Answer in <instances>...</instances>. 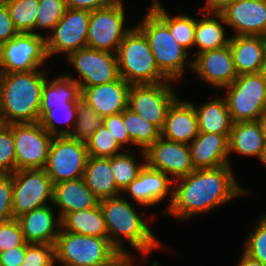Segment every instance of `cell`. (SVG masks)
<instances>
[{
    "label": "cell",
    "instance_id": "1",
    "mask_svg": "<svg viewBox=\"0 0 266 266\" xmlns=\"http://www.w3.org/2000/svg\"><path fill=\"white\" fill-rule=\"evenodd\" d=\"M231 168V165H225L195 169L173 181V200L166 213L185 221L246 195L248 190L235 180Z\"/></svg>",
    "mask_w": 266,
    "mask_h": 266
},
{
    "label": "cell",
    "instance_id": "2",
    "mask_svg": "<svg viewBox=\"0 0 266 266\" xmlns=\"http://www.w3.org/2000/svg\"><path fill=\"white\" fill-rule=\"evenodd\" d=\"M46 71L1 73L0 119L2 124L35 123L40 120L42 88Z\"/></svg>",
    "mask_w": 266,
    "mask_h": 266
},
{
    "label": "cell",
    "instance_id": "3",
    "mask_svg": "<svg viewBox=\"0 0 266 266\" xmlns=\"http://www.w3.org/2000/svg\"><path fill=\"white\" fill-rule=\"evenodd\" d=\"M99 205L105 219L109 241L121 254H128L121 244V237L130 243L132 249L139 250L145 259V255L152 249L161 246L146 220L137 214L131 203L122 195L102 199Z\"/></svg>",
    "mask_w": 266,
    "mask_h": 266
},
{
    "label": "cell",
    "instance_id": "4",
    "mask_svg": "<svg viewBox=\"0 0 266 266\" xmlns=\"http://www.w3.org/2000/svg\"><path fill=\"white\" fill-rule=\"evenodd\" d=\"M119 76L130 85L157 84L169 81L158 69L144 33L131 27L118 46Z\"/></svg>",
    "mask_w": 266,
    "mask_h": 266
},
{
    "label": "cell",
    "instance_id": "5",
    "mask_svg": "<svg viewBox=\"0 0 266 266\" xmlns=\"http://www.w3.org/2000/svg\"><path fill=\"white\" fill-rule=\"evenodd\" d=\"M55 262L63 266H108L121 253L108 237H96L59 231L54 244Z\"/></svg>",
    "mask_w": 266,
    "mask_h": 266
},
{
    "label": "cell",
    "instance_id": "6",
    "mask_svg": "<svg viewBox=\"0 0 266 266\" xmlns=\"http://www.w3.org/2000/svg\"><path fill=\"white\" fill-rule=\"evenodd\" d=\"M137 27L144 33L159 71L171 82L183 76L188 51L171 35L169 28L149 9Z\"/></svg>",
    "mask_w": 266,
    "mask_h": 266
},
{
    "label": "cell",
    "instance_id": "7",
    "mask_svg": "<svg viewBox=\"0 0 266 266\" xmlns=\"http://www.w3.org/2000/svg\"><path fill=\"white\" fill-rule=\"evenodd\" d=\"M224 89L228 111L233 123L261 120L266 113V81L261 74L238 75Z\"/></svg>",
    "mask_w": 266,
    "mask_h": 266
},
{
    "label": "cell",
    "instance_id": "8",
    "mask_svg": "<svg viewBox=\"0 0 266 266\" xmlns=\"http://www.w3.org/2000/svg\"><path fill=\"white\" fill-rule=\"evenodd\" d=\"M87 144L69 136H53L45 170L53 184L82 178L88 159Z\"/></svg>",
    "mask_w": 266,
    "mask_h": 266
},
{
    "label": "cell",
    "instance_id": "9",
    "mask_svg": "<svg viewBox=\"0 0 266 266\" xmlns=\"http://www.w3.org/2000/svg\"><path fill=\"white\" fill-rule=\"evenodd\" d=\"M48 59L42 34L19 32L0 45V72H29L39 69Z\"/></svg>",
    "mask_w": 266,
    "mask_h": 266
},
{
    "label": "cell",
    "instance_id": "10",
    "mask_svg": "<svg viewBox=\"0 0 266 266\" xmlns=\"http://www.w3.org/2000/svg\"><path fill=\"white\" fill-rule=\"evenodd\" d=\"M14 218L53 201V183L45 169H23L12 173Z\"/></svg>",
    "mask_w": 266,
    "mask_h": 266
},
{
    "label": "cell",
    "instance_id": "11",
    "mask_svg": "<svg viewBox=\"0 0 266 266\" xmlns=\"http://www.w3.org/2000/svg\"><path fill=\"white\" fill-rule=\"evenodd\" d=\"M125 6L122 0L91 12L87 47L116 54L118 46L131 27H124Z\"/></svg>",
    "mask_w": 266,
    "mask_h": 266
},
{
    "label": "cell",
    "instance_id": "12",
    "mask_svg": "<svg viewBox=\"0 0 266 266\" xmlns=\"http://www.w3.org/2000/svg\"><path fill=\"white\" fill-rule=\"evenodd\" d=\"M169 82L131 85L128 93V108L160 131L169 107L178 98Z\"/></svg>",
    "mask_w": 266,
    "mask_h": 266
},
{
    "label": "cell",
    "instance_id": "13",
    "mask_svg": "<svg viewBox=\"0 0 266 266\" xmlns=\"http://www.w3.org/2000/svg\"><path fill=\"white\" fill-rule=\"evenodd\" d=\"M16 171L44 169L53 136L39 122L12 124Z\"/></svg>",
    "mask_w": 266,
    "mask_h": 266
},
{
    "label": "cell",
    "instance_id": "14",
    "mask_svg": "<svg viewBox=\"0 0 266 266\" xmlns=\"http://www.w3.org/2000/svg\"><path fill=\"white\" fill-rule=\"evenodd\" d=\"M67 57L80 76V79H72L80 85L81 90L107 84L120 77L116 54L110 51L84 47L71 52Z\"/></svg>",
    "mask_w": 266,
    "mask_h": 266
},
{
    "label": "cell",
    "instance_id": "15",
    "mask_svg": "<svg viewBox=\"0 0 266 266\" xmlns=\"http://www.w3.org/2000/svg\"><path fill=\"white\" fill-rule=\"evenodd\" d=\"M91 12L87 9L67 8L62 19L56 24L53 33L45 36L47 57L87 47L88 27Z\"/></svg>",
    "mask_w": 266,
    "mask_h": 266
},
{
    "label": "cell",
    "instance_id": "16",
    "mask_svg": "<svg viewBox=\"0 0 266 266\" xmlns=\"http://www.w3.org/2000/svg\"><path fill=\"white\" fill-rule=\"evenodd\" d=\"M146 164L175 181L195 170L189 146L168 141L161 136L145 151Z\"/></svg>",
    "mask_w": 266,
    "mask_h": 266
},
{
    "label": "cell",
    "instance_id": "17",
    "mask_svg": "<svg viewBox=\"0 0 266 266\" xmlns=\"http://www.w3.org/2000/svg\"><path fill=\"white\" fill-rule=\"evenodd\" d=\"M188 61V67L199 75L205 83L215 88H225L236 78L232 52L229 45L215 50L201 52Z\"/></svg>",
    "mask_w": 266,
    "mask_h": 266
},
{
    "label": "cell",
    "instance_id": "18",
    "mask_svg": "<svg viewBox=\"0 0 266 266\" xmlns=\"http://www.w3.org/2000/svg\"><path fill=\"white\" fill-rule=\"evenodd\" d=\"M221 14L233 36L266 37V0H234Z\"/></svg>",
    "mask_w": 266,
    "mask_h": 266
},
{
    "label": "cell",
    "instance_id": "19",
    "mask_svg": "<svg viewBox=\"0 0 266 266\" xmlns=\"http://www.w3.org/2000/svg\"><path fill=\"white\" fill-rule=\"evenodd\" d=\"M172 183L173 180L168 175L152 169L146 164L138 177L122 193H128L134 202L142 206L161 203L170 194L169 206L164 211L166 213L173 200V189H170Z\"/></svg>",
    "mask_w": 266,
    "mask_h": 266
},
{
    "label": "cell",
    "instance_id": "20",
    "mask_svg": "<svg viewBox=\"0 0 266 266\" xmlns=\"http://www.w3.org/2000/svg\"><path fill=\"white\" fill-rule=\"evenodd\" d=\"M130 86L119 77L107 84L83 88L81 99L102 117L119 114L128 107Z\"/></svg>",
    "mask_w": 266,
    "mask_h": 266
},
{
    "label": "cell",
    "instance_id": "21",
    "mask_svg": "<svg viewBox=\"0 0 266 266\" xmlns=\"http://www.w3.org/2000/svg\"><path fill=\"white\" fill-rule=\"evenodd\" d=\"M198 133L197 115L193 103L183 102L178 97L168 109L161 137L189 145Z\"/></svg>",
    "mask_w": 266,
    "mask_h": 266
},
{
    "label": "cell",
    "instance_id": "22",
    "mask_svg": "<svg viewBox=\"0 0 266 266\" xmlns=\"http://www.w3.org/2000/svg\"><path fill=\"white\" fill-rule=\"evenodd\" d=\"M50 206L46 205L34 209L16 218L20 224L26 243L55 244L61 228V219H57L54 216V209Z\"/></svg>",
    "mask_w": 266,
    "mask_h": 266
},
{
    "label": "cell",
    "instance_id": "23",
    "mask_svg": "<svg viewBox=\"0 0 266 266\" xmlns=\"http://www.w3.org/2000/svg\"><path fill=\"white\" fill-rule=\"evenodd\" d=\"M188 146L195 169L231 165L228 139L222 134L199 132Z\"/></svg>",
    "mask_w": 266,
    "mask_h": 266
},
{
    "label": "cell",
    "instance_id": "24",
    "mask_svg": "<svg viewBox=\"0 0 266 266\" xmlns=\"http://www.w3.org/2000/svg\"><path fill=\"white\" fill-rule=\"evenodd\" d=\"M52 203L61 209L58 210V218L62 219L68 213L95 207L99 200L87 187L82 177L53 184Z\"/></svg>",
    "mask_w": 266,
    "mask_h": 266
},
{
    "label": "cell",
    "instance_id": "25",
    "mask_svg": "<svg viewBox=\"0 0 266 266\" xmlns=\"http://www.w3.org/2000/svg\"><path fill=\"white\" fill-rule=\"evenodd\" d=\"M266 148V135L262 120L233 123L228 138V153L262 159Z\"/></svg>",
    "mask_w": 266,
    "mask_h": 266
},
{
    "label": "cell",
    "instance_id": "26",
    "mask_svg": "<svg viewBox=\"0 0 266 266\" xmlns=\"http://www.w3.org/2000/svg\"><path fill=\"white\" fill-rule=\"evenodd\" d=\"M229 47L237 75L260 72L266 51V37L231 36Z\"/></svg>",
    "mask_w": 266,
    "mask_h": 266
},
{
    "label": "cell",
    "instance_id": "27",
    "mask_svg": "<svg viewBox=\"0 0 266 266\" xmlns=\"http://www.w3.org/2000/svg\"><path fill=\"white\" fill-rule=\"evenodd\" d=\"M83 178L99 201L122 194L113 178L111 158L89 156Z\"/></svg>",
    "mask_w": 266,
    "mask_h": 266
},
{
    "label": "cell",
    "instance_id": "28",
    "mask_svg": "<svg viewBox=\"0 0 266 266\" xmlns=\"http://www.w3.org/2000/svg\"><path fill=\"white\" fill-rule=\"evenodd\" d=\"M224 24L226 25L221 13H202L201 18L196 20L194 46L199 49L195 54L229 45L231 37L226 38Z\"/></svg>",
    "mask_w": 266,
    "mask_h": 266
},
{
    "label": "cell",
    "instance_id": "29",
    "mask_svg": "<svg viewBox=\"0 0 266 266\" xmlns=\"http://www.w3.org/2000/svg\"><path fill=\"white\" fill-rule=\"evenodd\" d=\"M193 105L199 132L222 134L229 138L233 122L225 98H216L198 107Z\"/></svg>",
    "mask_w": 266,
    "mask_h": 266
},
{
    "label": "cell",
    "instance_id": "30",
    "mask_svg": "<svg viewBox=\"0 0 266 266\" xmlns=\"http://www.w3.org/2000/svg\"><path fill=\"white\" fill-rule=\"evenodd\" d=\"M80 85L72 79L70 74L56 76L50 81L46 79L41 95V115L49 106H66L77 104L81 99Z\"/></svg>",
    "mask_w": 266,
    "mask_h": 266
},
{
    "label": "cell",
    "instance_id": "31",
    "mask_svg": "<svg viewBox=\"0 0 266 266\" xmlns=\"http://www.w3.org/2000/svg\"><path fill=\"white\" fill-rule=\"evenodd\" d=\"M61 228L74 234L108 237L105 219L99 203L93 208L66 214L61 219Z\"/></svg>",
    "mask_w": 266,
    "mask_h": 266
},
{
    "label": "cell",
    "instance_id": "32",
    "mask_svg": "<svg viewBox=\"0 0 266 266\" xmlns=\"http://www.w3.org/2000/svg\"><path fill=\"white\" fill-rule=\"evenodd\" d=\"M159 0H153L149 9L169 28L173 38L187 51L194 46L196 18L187 13L170 16Z\"/></svg>",
    "mask_w": 266,
    "mask_h": 266
},
{
    "label": "cell",
    "instance_id": "33",
    "mask_svg": "<svg viewBox=\"0 0 266 266\" xmlns=\"http://www.w3.org/2000/svg\"><path fill=\"white\" fill-rule=\"evenodd\" d=\"M123 122L132 146H139V150L146 151L161 136V131L155 125L128 107L123 111Z\"/></svg>",
    "mask_w": 266,
    "mask_h": 266
},
{
    "label": "cell",
    "instance_id": "34",
    "mask_svg": "<svg viewBox=\"0 0 266 266\" xmlns=\"http://www.w3.org/2000/svg\"><path fill=\"white\" fill-rule=\"evenodd\" d=\"M77 104H66V106H49L41 115L39 123L52 136H69L75 123ZM66 124L59 129L57 123Z\"/></svg>",
    "mask_w": 266,
    "mask_h": 266
},
{
    "label": "cell",
    "instance_id": "35",
    "mask_svg": "<svg viewBox=\"0 0 266 266\" xmlns=\"http://www.w3.org/2000/svg\"><path fill=\"white\" fill-rule=\"evenodd\" d=\"M127 151L122 152L118 155L111 157V170L113 174L114 181L117 185V188L123 192L127 186L135 180L140 171L146 165V153L143 150H140L141 157L144 159V163L137 164L134 155L129 153V148ZM127 152V153H126Z\"/></svg>",
    "mask_w": 266,
    "mask_h": 266
},
{
    "label": "cell",
    "instance_id": "36",
    "mask_svg": "<svg viewBox=\"0 0 266 266\" xmlns=\"http://www.w3.org/2000/svg\"><path fill=\"white\" fill-rule=\"evenodd\" d=\"M76 117V123L69 137L87 143L94 132L103 124V117L82 99L77 103Z\"/></svg>",
    "mask_w": 266,
    "mask_h": 266
},
{
    "label": "cell",
    "instance_id": "37",
    "mask_svg": "<svg viewBox=\"0 0 266 266\" xmlns=\"http://www.w3.org/2000/svg\"><path fill=\"white\" fill-rule=\"evenodd\" d=\"M4 3L17 31L35 34L39 0H5Z\"/></svg>",
    "mask_w": 266,
    "mask_h": 266
},
{
    "label": "cell",
    "instance_id": "38",
    "mask_svg": "<svg viewBox=\"0 0 266 266\" xmlns=\"http://www.w3.org/2000/svg\"><path fill=\"white\" fill-rule=\"evenodd\" d=\"M86 144L88 155L92 157L111 158L122 153L121 150L125 152L123 147L104 124L94 132Z\"/></svg>",
    "mask_w": 266,
    "mask_h": 266
},
{
    "label": "cell",
    "instance_id": "39",
    "mask_svg": "<svg viewBox=\"0 0 266 266\" xmlns=\"http://www.w3.org/2000/svg\"><path fill=\"white\" fill-rule=\"evenodd\" d=\"M67 9L65 0H39V8L35 21L36 29H54L56 24L62 19Z\"/></svg>",
    "mask_w": 266,
    "mask_h": 266
},
{
    "label": "cell",
    "instance_id": "40",
    "mask_svg": "<svg viewBox=\"0 0 266 266\" xmlns=\"http://www.w3.org/2000/svg\"><path fill=\"white\" fill-rule=\"evenodd\" d=\"M16 171L15 145L12 124L0 126V174H12Z\"/></svg>",
    "mask_w": 266,
    "mask_h": 266
},
{
    "label": "cell",
    "instance_id": "41",
    "mask_svg": "<svg viewBox=\"0 0 266 266\" xmlns=\"http://www.w3.org/2000/svg\"><path fill=\"white\" fill-rule=\"evenodd\" d=\"M249 233L244 253L266 266V215L263 214Z\"/></svg>",
    "mask_w": 266,
    "mask_h": 266
},
{
    "label": "cell",
    "instance_id": "42",
    "mask_svg": "<svg viewBox=\"0 0 266 266\" xmlns=\"http://www.w3.org/2000/svg\"><path fill=\"white\" fill-rule=\"evenodd\" d=\"M54 245L29 244L20 266H55Z\"/></svg>",
    "mask_w": 266,
    "mask_h": 266
},
{
    "label": "cell",
    "instance_id": "43",
    "mask_svg": "<svg viewBox=\"0 0 266 266\" xmlns=\"http://www.w3.org/2000/svg\"><path fill=\"white\" fill-rule=\"evenodd\" d=\"M25 243L26 240L16 218L0 222V252L23 246Z\"/></svg>",
    "mask_w": 266,
    "mask_h": 266
},
{
    "label": "cell",
    "instance_id": "44",
    "mask_svg": "<svg viewBox=\"0 0 266 266\" xmlns=\"http://www.w3.org/2000/svg\"><path fill=\"white\" fill-rule=\"evenodd\" d=\"M12 174H0V222L14 218Z\"/></svg>",
    "mask_w": 266,
    "mask_h": 266
},
{
    "label": "cell",
    "instance_id": "45",
    "mask_svg": "<svg viewBox=\"0 0 266 266\" xmlns=\"http://www.w3.org/2000/svg\"><path fill=\"white\" fill-rule=\"evenodd\" d=\"M103 124L108 128L122 147L131 144V139L129 138L123 122V112L103 117Z\"/></svg>",
    "mask_w": 266,
    "mask_h": 266
},
{
    "label": "cell",
    "instance_id": "46",
    "mask_svg": "<svg viewBox=\"0 0 266 266\" xmlns=\"http://www.w3.org/2000/svg\"><path fill=\"white\" fill-rule=\"evenodd\" d=\"M18 33L9 15L6 4H2L0 6V45L8 42Z\"/></svg>",
    "mask_w": 266,
    "mask_h": 266
},
{
    "label": "cell",
    "instance_id": "47",
    "mask_svg": "<svg viewBox=\"0 0 266 266\" xmlns=\"http://www.w3.org/2000/svg\"><path fill=\"white\" fill-rule=\"evenodd\" d=\"M28 245V243H25L23 246L0 252V266H20Z\"/></svg>",
    "mask_w": 266,
    "mask_h": 266
},
{
    "label": "cell",
    "instance_id": "48",
    "mask_svg": "<svg viewBox=\"0 0 266 266\" xmlns=\"http://www.w3.org/2000/svg\"><path fill=\"white\" fill-rule=\"evenodd\" d=\"M119 0H65L67 8L71 9H87L90 12L110 6Z\"/></svg>",
    "mask_w": 266,
    "mask_h": 266
},
{
    "label": "cell",
    "instance_id": "49",
    "mask_svg": "<svg viewBox=\"0 0 266 266\" xmlns=\"http://www.w3.org/2000/svg\"><path fill=\"white\" fill-rule=\"evenodd\" d=\"M234 0H206V5L202 8L205 13H222L223 10Z\"/></svg>",
    "mask_w": 266,
    "mask_h": 266
},
{
    "label": "cell",
    "instance_id": "50",
    "mask_svg": "<svg viewBox=\"0 0 266 266\" xmlns=\"http://www.w3.org/2000/svg\"><path fill=\"white\" fill-rule=\"evenodd\" d=\"M133 255L131 254H121L108 266H133ZM132 257V258H131ZM132 262V263H131Z\"/></svg>",
    "mask_w": 266,
    "mask_h": 266
},
{
    "label": "cell",
    "instance_id": "51",
    "mask_svg": "<svg viewBox=\"0 0 266 266\" xmlns=\"http://www.w3.org/2000/svg\"><path fill=\"white\" fill-rule=\"evenodd\" d=\"M237 266H265L260 261L251 258L243 252Z\"/></svg>",
    "mask_w": 266,
    "mask_h": 266
},
{
    "label": "cell",
    "instance_id": "52",
    "mask_svg": "<svg viewBox=\"0 0 266 266\" xmlns=\"http://www.w3.org/2000/svg\"><path fill=\"white\" fill-rule=\"evenodd\" d=\"M259 73L261 74L262 78L266 81V51L264 53L263 62Z\"/></svg>",
    "mask_w": 266,
    "mask_h": 266
},
{
    "label": "cell",
    "instance_id": "53",
    "mask_svg": "<svg viewBox=\"0 0 266 266\" xmlns=\"http://www.w3.org/2000/svg\"><path fill=\"white\" fill-rule=\"evenodd\" d=\"M262 122H263V125H264V129H265V135H266V113L263 115L262 117Z\"/></svg>",
    "mask_w": 266,
    "mask_h": 266
},
{
    "label": "cell",
    "instance_id": "54",
    "mask_svg": "<svg viewBox=\"0 0 266 266\" xmlns=\"http://www.w3.org/2000/svg\"><path fill=\"white\" fill-rule=\"evenodd\" d=\"M261 162L264 163L265 166H266V148H265V150H264V154H263V156H262Z\"/></svg>",
    "mask_w": 266,
    "mask_h": 266
},
{
    "label": "cell",
    "instance_id": "55",
    "mask_svg": "<svg viewBox=\"0 0 266 266\" xmlns=\"http://www.w3.org/2000/svg\"><path fill=\"white\" fill-rule=\"evenodd\" d=\"M5 0H0V6L4 4Z\"/></svg>",
    "mask_w": 266,
    "mask_h": 266
}]
</instances>
